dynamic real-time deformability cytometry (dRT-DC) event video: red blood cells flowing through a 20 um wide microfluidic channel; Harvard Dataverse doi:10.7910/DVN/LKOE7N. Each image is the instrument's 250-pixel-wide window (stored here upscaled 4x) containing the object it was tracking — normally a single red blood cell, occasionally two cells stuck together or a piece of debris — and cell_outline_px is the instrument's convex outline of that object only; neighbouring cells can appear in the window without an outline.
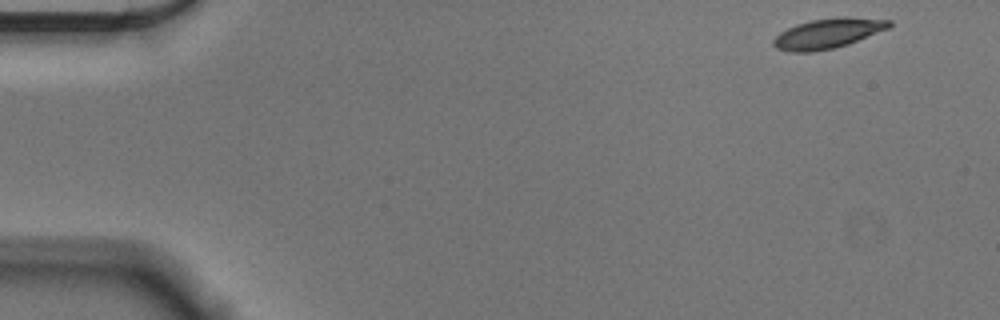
{"species": "Egyptian fruit bat (a non-hibernating species)", "species_latin": "Rousettus aegyptiacus", "temperature_condition": "cold", "stored_images_in_passage": 53, "camera_frame_rate_fps": 3000, "um_per_image_px": 0.085, "animal": {"sex": "male"}, "frame": {"image": 1, "passage_image": 1, "time_ms": 0.0, "image_size_px": [1000, 320], "cell_outline_px": [[892, 24], [888, 28], [848, 44], [832, 48], [812, 52], [788, 52], [776, 48], [772, 44], [772, 40], [780, 32], [796, 24], [812, 20], [836, 16], [848, 16], [892, 20]], "centroid_in_image_um": [70.35, 2.83], "position_along_channel_um": 14.6, "area_um2": 20.29}}
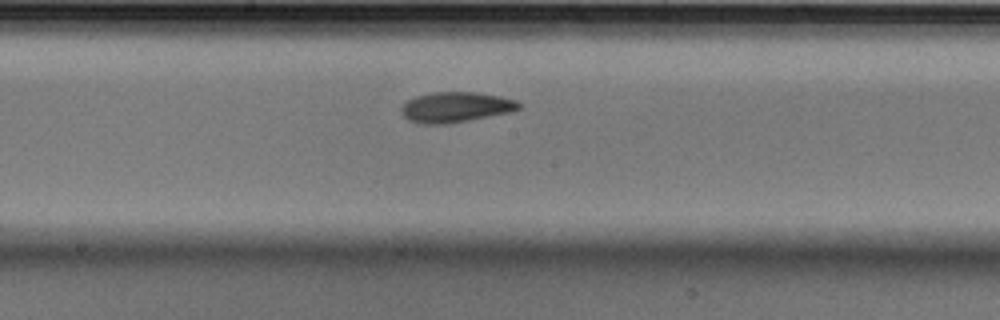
{"frame": {"image": 2, "passage_image": 27, "time_ms": 8.667, "image_size_px": [1000, 320], "cell_outline_px": [[520, 108], [512, 112], [448, 124], [424, 124], [408, 120], [404, 116], [400, 108], [408, 100], [416, 96], [432, 92], [476, 92], [500, 96], [516, 100], [520, 104]], "centroid_in_image_um": [38.74, 9.11], "position_along_channel_um": 209.5, "area_um2": 20.81}}
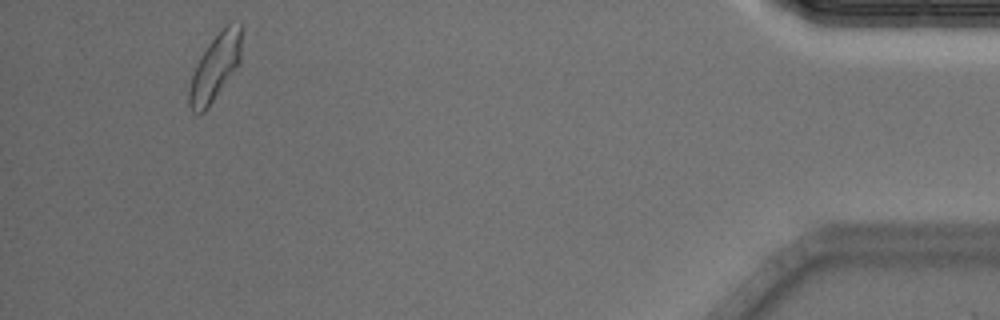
{"frame": {"image": 3, "passage_image": 50, "time_ms": 16.333, "image_size_px": [1000, 320], "cell_outline_px": [[244, 32], [240, 60], [236, 68], [208, 108], [204, 112], [192, 112], [188, 104], [188, 92], [192, 76], [196, 64], [200, 56], [208, 44], [232, 20], [240, 20], [244, 24]], "centroid_in_image_um": [18.34, 5.64], "position_along_channel_um": 416.9, "area_um2": 20.58}, "authors_computed_cell_mechanics": {"area_um2": 20.23, "velocity_mm_per_s": 3.567, "shape_relaxation_time_tau1_ms": 2.7874, "shape_relaxation_time_tau2_ms": 2.7189, "deformation_change_tau1": 0.1103, "deformation_change_tau2": 0.0803}}